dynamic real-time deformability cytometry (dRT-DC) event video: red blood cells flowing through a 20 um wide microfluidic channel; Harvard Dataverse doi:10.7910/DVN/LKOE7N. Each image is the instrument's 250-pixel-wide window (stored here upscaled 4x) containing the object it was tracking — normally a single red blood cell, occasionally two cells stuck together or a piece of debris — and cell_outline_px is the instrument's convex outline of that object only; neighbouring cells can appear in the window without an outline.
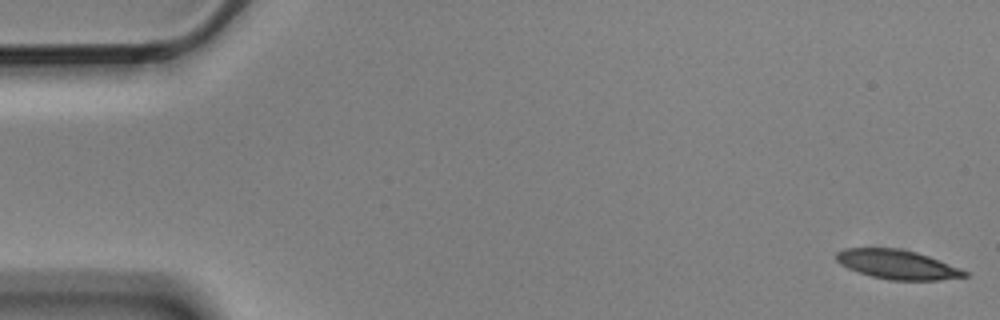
{"species": "Egyptian fruit bat (a non-hibernating species)", "species_latin": "Rousettus aegyptiacus", "temperature_condition": "cold", "stored_images_in_passage": 7, "camera_frame_rate_fps": 3000, "um_per_image_px": 0.085, "animal": {"sex": "male"}, "frame": {"image": 1, "passage_image": 1, "time_ms": 0.0, "image_size_px": [1000, 320], "cell_outline_px": [[968, 276], [940, 280], [888, 280], [872, 276], [848, 268], [840, 264], [836, 260], [836, 252], [844, 248], [900, 248], [916, 252], [928, 256], [960, 268], [968, 272]], "centroid_in_image_um": [76.27, 22.48], "position_along_channel_um": 8.7, "area_um2": 21.79}}
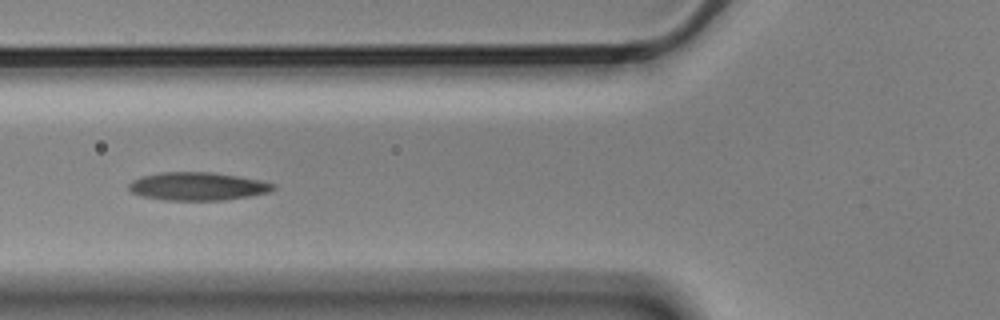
{"frame": {"image": 2, "passage_image": 6, "time_ms": 1.667, "image_size_px": [1000, 320], "cell_outline_px": [[276, 188], [268, 192], [248, 196], [224, 200], [164, 200], [140, 196], [132, 192], [128, 188], [128, 184], [132, 180], [140, 176], [160, 172], [212, 172], [260, 180], [276, 184]], "centroid_in_image_um": [16.75, 15.83], "position_along_channel_um": 109.0, "area_um2": 23.7}}
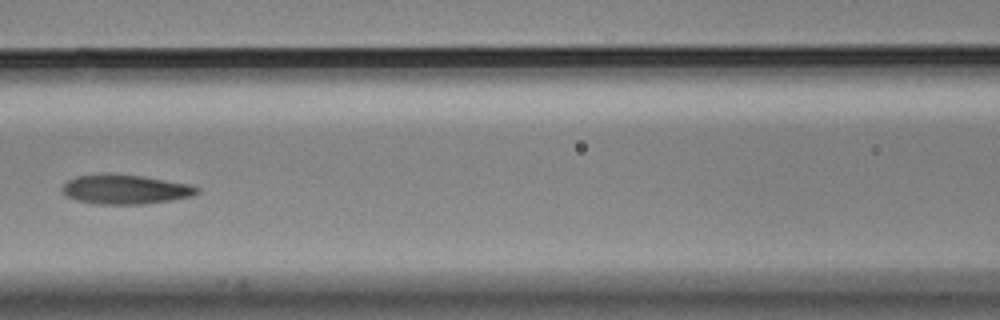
{"frame": {"image": 3, "passage_image": 7, "time_ms": 2.0, "image_size_px": [1000, 320], "cell_outline_px": [[200, 192], [192, 196], [144, 204], [96, 204], [76, 200], [64, 196], [60, 192], [60, 188], [68, 180], [76, 176], [140, 176], [188, 184], [200, 188]], "centroid_in_image_um": [10.62, 16.14], "position_along_channel_um": 156.0, "area_um2": 22.43}}